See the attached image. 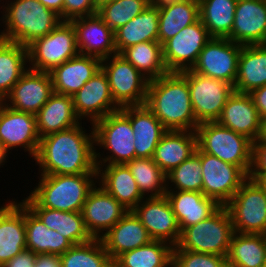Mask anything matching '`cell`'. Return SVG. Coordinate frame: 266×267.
<instances>
[{
	"label": "cell",
	"mask_w": 266,
	"mask_h": 267,
	"mask_svg": "<svg viewBox=\"0 0 266 267\" xmlns=\"http://www.w3.org/2000/svg\"><path fill=\"white\" fill-rule=\"evenodd\" d=\"M233 233L228 210L225 206H220L207 219L185 227L173 250H189L227 257Z\"/></svg>",
	"instance_id": "5b68a950"
},
{
	"label": "cell",
	"mask_w": 266,
	"mask_h": 267,
	"mask_svg": "<svg viewBox=\"0 0 266 267\" xmlns=\"http://www.w3.org/2000/svg\"><path fill=\"white\" fill-rule=\"evenodd\" d=\"M228 267H263L266 265V235L234 232L226 257Z\"/></svg>",
	"instance_id": "e575fe53"
},
{
	"label": "cell",
	"mask_w": 266,
	"mask_h": 267,
	"mask_svg": "<svg viewBox=\"0 0 266 267\" xmlns=\"http://www.w3.org/2000/svg\"><path fill=\"white\" fill-rule=\"evenodd\" d=\"M101 69L107 76L112 99L119 108L145 104L149 80L124 57L117 53L101 60Z\"/></svg>",
	"instance_id": "30bf717a"
},
{
	"label": "cell",
	"mask_w": 266,
	"mask_h": 267,
	"mask_svg": "<svg viewBox=\"0 0 266 267\" xmlns=\"http://www.w3.org/2000/svg\"><path fill=\"white\" fill-rule=\"evenodd\" d=\"M217 122L252 141L258 139L261 131V118L252 97L247 93L234 91L227 99Z\"/></svg>",
	"instance_id": "cb8c5ba5"
},
{
	"label": "cell",
	"mask_w": 266,
	"mask_h": 267,
	"mask_svg": "<svg viewBox=\"0 0 266 267\" xmlns=\"http://www.w3.org/2000/svg\"><path fill=\"white\" fill-rule=\"evenodd\" d=\"M28 60L32 70L51 72L56 66L79 54L75 28L69 21L61 22L46 36L28 47Z\"/></svg>",
	"instance_id": "9c48e42d"
},
{
	"label": "cell",
	"mask_w": 266,
	"mask_h": 267,
	"mask_svg": "<svg viewBox=\"0 0 266 267\" xmlns=\"http://www.w3.org/2000/svg\"><path fill=\"white\" fill-rule=\"evenodd\" d=\"M109 1H113V0H94L96 7L98 8L100 5L109 2Z\"/></svg>",
	"instance_id": "6f0895ef"
},
{
	"label": "cell",
	"mask_w": 266,
	"mask_h": 267,
	"mask_svg": "<svg viewBox=\"0 0 266 267\" xmlns=\"http://www.w3.org/2000/svg\"><path fill=\"white\" fill-rule=\"evenodd\" d=\"M120 111L132 125L136 158H153L157 144L168 130L145 105L126 106Z\"/></svg>",
	"instance_id": "7402d4cb"
},
{
	"label": "cell",
	"mask_w": 266,
	"mask_h": 267,
	"mask_svg": "<svg viewBox=\"0 0 266 267\" xmlns=\"http://www.w3.org/2000/svg\"><path fill=\"white\" fill-rule=\"evenodd\" d=\"M60 258L62 267H113L101 239L73 245Z\"/></svg>",
	"instance_id": "b9f144b4"
},
{
	"label": "cell",
	"mask_w": 266,
	"mask_h": 267,
	"mask_svg": "<svg viewBox=\"0 0 266 267\" xmlns=\"http://www.w3.org/2000/svg\"><path fill=\"white\" fill-rule=\"evenodd\" d=\"M40 139L36 115L13 110L0 102V143L6 153L21 146L35 158Z\"/></svg>",
	"instance_id": "9a60e30c"
},
{
	"label": "cell",
	"mask_w": 266,
	"mask_h": 267,
	"mask_svg": "<svg viewBox=\"0 0 266 267\" xmlns=\"http://www.w3.org/2000/svg\"><path fill=\"white\" fill-rule=\"evenodd\" d=\"M256 181L264 188L266 192V175L265 176H260Z\"/></svg>",
	"instance_id": "9f6ffc18"
},
{
	"label": "cell",
	"mask_w": 266,
	"mask_h": 267,
	"mask_svg": "<svg viewBox=\"0 0 266 267\" xmlns=\"http://www.w3.org/2000/svg\"><path fill=\"white\" fill-rule=\"evenodd\" d=\"M7 6L1 18L7 27L1 32L0 39L25 47L63 22L59 14L46 8L39 0H14Z\"/></svg>",
	"instance_id": "3957f363"
},
{
	"label": "cell",
	"mask_w": 266,
	"mask_h": 267,
	"mask_svg": "<svg viewBox=\"0 0 266 267\" xmlns=\"http://www.w3.org/2000/svg\"><path fill=\"white\" fill-rule=\"evenodd\" d=\"M85 132L79 124L42 137L34 159L41 175L97 173L94 129Z\"/></svg>",
	"instance_id": "6da1fadb"
},
{
	"label": "cell",
	"mask_w": 266,
	"mask_h": 267,
	"mask_svg": "<svg viewBox=\"0 0 266 267\" xmlns=\"http://www.w3.org/2000/svg\"><path fill=\"white\" fill-rule=\"evenodd\" d=\"M266 85V44L243 45L238 59L234 91L251 93Z\"/></svg>",
	"instance_id": "1f68e13d"
},
{
	"label": "cell",
	"mask_w": 266,
	"mask_h": 267,
	"mask_svg": "<svg viewBox=\"0 0 266 267\" xmlns=\"http://www.w3.org/2000/svg\"><path fill=\"white\" fill-rule=\"evenodd\" d=\"M28 62L27 47L0 39V102L29 69L25 66Z\"/></svg>",
	"instance_id": "d590c367"
},
{
	"label": "cell",
	"mask_w": 266,
	"mask_h": 267,
	"mask_svg": "<svg viewBox=\"0 0 266 267\" xmlns=\"http://www.w3.org/2000/svg\"><path fill=\"white\" fill-rule=\"evenodd\" d=\"M242 46L228 38H212L199 53L191 70L234 86Z\"/></svg>",
	"instance_id": "5bb4252c"
},
{
	"label": "cell",
	"mask_w": 266,
	"mask_h": 267,
	"mask_svg": "<svg viewBox=\"0 0 266 267\" xmlns=\"http://www.w3.org/2000/svg\"><path fill=\"white\" fill-rule=\"evenodd\" d=\"M53 93L50 72L29 68L3 102L13 110L36 115ZM6 99L10 104H6L8 102Z\"/></svg>",
	"instance_id": "e0dca14e"
},
{
	"label": "cell",
	"mask_w": 266,
	"mask_h": 267,
	"mask_svg": "<svg viewBox=\"0 0 266 267\" xmlns=\"http://www.w3.org/2000/svg\"><path fill=\"white\" fill-rule=\"evenodd\" d=\"M196 148V132L168 130L157 144L153 160L167 174L193 155Z\"/></svg>",
	"instance_id": "4dcf8cb0"
},
{
	"label": "cell",
	"mask_w": 266,
	"mask_h": 267,
	"mask_svg": "<svg viewBox=\"0 0 266 267\" xmlns=\"http://www.w3.org/2000/svg\"><path fill=\"white\" fill-rule=\"evenodd\" d=\"M212 39L200 18L162 44L163 59L168 72H182L197 62L199 53Z\"/></svg>",
	"instance_id": "7c38bea8"
},
{
	"label": "cell",
	"mask_w": 266,
	"mask_h": 267,
	"mask_svg": "<svg viewBox=\"0 0 266 267\" xmlns=\"http://www.w3.org/2000/svg\"><path fill=\"white\" fill-rule=\"evenodd\" d=\"M25 204L15 201L0 213V267L26 250Z\"/></svg>",
	"instance_id": "4316f807"
},
{
	"label": "cell",
	"mask_w": 266,
	"mask_h": 267,
	"mask_svg": "<svg viewBox=\"0 0 266 267\" xmlns=\"http://www.w3.org/2000/svg\"><path fill=\"white\" fill-rule=\"evenodd\" d=\"M249 94L258 110L260 118L262 119L266 117V85L253 90Z\"/></svg>",
	"instance_id": "681fc988"
},
{
	"label": "cell",
	"mask_w": 266,
	"mask_h": 267,
	"mask_svg": "<svg viewBox=\"0 0 266 267\" xmlns=\"http://www.w3.org/2000/svg\"><path fill=\"white\" fill-rule=\"evenodd\" d=\"M197 146L205 153L238 166L247 176L252 162L253 141L215 122L200 123Z\"/></svg>",
	"instance_id": "8992f818"
},
{
	"label": "cell",
	"mask_w": 266,
	"mask_h": 267,
	"mask_svg": "<svg viewBox=\"0 0 266 267\" xmlns=\"http://www.w3.org/2000/svg\"><path fill=\"white\" fill-rule=\"evenodd\" d=\"M132 210L153 240L165 241L173 247L179 242L181 230L166 195L146 197Z\"/></svg>",
	"instance_id": "2e32d148"
},
{
	"label": "cell",
	"mask_w": 266,
	"mask_h": 267,
	"mask_svg": "<svg viewBox=\"0 0 266 267\" xmlns=\"http://www.w3.org/2000/svg\"><path fill=\"white\" fill-rule=\"evenodd\" d=\"M202 165L201 149L197 146L196 151L179 166L173 168L166 174L167 182L171 181L174 189L167 187V191H196L202 192Z\"/></svg>",
	"instance_id": "7bdbcfd3"
},
{
	"label": "cell",
	"mask_w": 266,
	"mask_h": 267,
	"mask_svg": "<svg viewBox=\"0 0 266 267\" xmlns=\"http://www.w3.org/2000/svg\"><path fill=\"white\" fill-rule=\"evenodd\" d=\"M38 186L30 196L45 208L64 212H81L97 173L75 175H40ZM94 177V178H93Z\"/></svg>",
	"instance_id": "277c9868"
},
{
	"label": "cell",
	"mask_w": 266,
	"mask_h": 267,
	"mask_svg": "<svg viewBox=\"0 0 266 267\" xmlns=\"http://www.w3.org/2000/svg\"><path fill=\"white\" fill-rule=\"evenodd\" d=\"M10 203L8 202V204H6V205H4V206H2V207H0V213L9 205Z\"/></svg>",
	"instance_id": "91938a15"
},
{
	"label": "cell",
	"mask_w": 266,
	"mask_h": 267,
	"mask_svg": "<svg viewBox=\"0 0 266 267\" xmlns=\"http://www.w3.org/2000/svg\"><path fill=\"white\" fill-rule=\"evenodd\" d=\"M180 230L197 224L212 215L220 205L212 198L196 191H166Z\"/></svg>",
	"instance_id": "83f0119b"
},
{
	"label": "cell",
	"mask_w": 266,
	"mask_h": 267,
	"mask_svg": "<svg viewBox=\"0 0 266 267\" xmlns=\"http://www.w3.org/2000/svg\"><path fill=\"white\" fill-rule=\"evenodd\" d=\"M228 39L241 45L266 44V0H237Z\"/></svg>",
	"instance_id": "ffe728a7"
},
{
	"label": "cell",
	"mask_w": 266,
	"mask_h": 267,
	"mask_svg": "<svg viewBox=\"0 0 266 267\" xmlns=\"http://www.w3.org/2000/svg\"><path fill=\"white\" fill-rule=\"evenodd\" d=\"M150 0H113L100 5L97 15L114 32L140 14Z\"/></svg>",
	"instance_id": "ee69618b"
},
{
	"label": "cell",
	"mask_w": 266,
	"mask_h": 267,
	"mask_svg": "<svg viewBox=\"0 0 266 267\" xmlns=\"http://www.w3.org/2000/svg\"><path fill=\"white\" fill-rule=\"evenodd\" d=\"M99 185L128 210H133L145 200L130 170L125 164L96 165ZM105 166L104 170L101 168ZM102 171V172H101ZM144 198V199H143Z\"/></svg>",
	"instance_id": "f1b7e54d"
},
{
	"label": "cell",
	"mask_w": 266,
	"mask_h": 267,
	"mask_svg": "<svg viewBox=\"0 0 266 267\" xmlns=\"http://www.w3.org/2000/svg\"><path fill=\"white\" fill-rule=\"evenodd\" d=\"M36 257V253L26 249L4 263L1 267H34Z\"/></svg>",
	"instance_id": "c3c4849f"
},
{
	"label": "cell",
	"mask_w": 266,
	"mask_h": 267,
	"mask_svg": "<svg viewBox=\"0 0 266 267\" xmlns=\"http://www.w3.org/2000/svg\"><path fill=\"white\" fill-rule=\"evenodd\" d=\"M34 267H62L60 255L37 254Z\"/></svg>",
	"instance_id": "f907efd6"
},
{
	"label": "cell",
	"mask_w": 266,
	"mask_h": 267,
	"mask_svg": "<svg viewBox=\"0 0 266 267\" xmlns=\"http://www.w3.org/2000/svg\"><path fill=\"white\" fill-rule=\"evenodd\" d=\"M189 85L191 104L197 122H215L222 113L227 99L234 92V87L222 80H217L191 69L180 72Z\"/></svg>",
	"instance_id": "8fae6325"
},
{
	"label": "cell",
	"mask_w": 266,
	"mask_h": 267,
	"mask_svg": "<svg viewBox=\"0 0 266 267\" xmlns=\"http://www.w3.org/2000/svg\"><path fill=\"white\" fill-rule=\"evenodd\" d=\"M183 1L185 0H150V5L161 10L182 3Z\"/></svg>",
	"instance_id": "f5cc1de1"
},
{
	"label": "cell",
	"mask_w": 266,
	"mask_h": 267,
	"mask_svg": "<svg viewBox=\"0 0 266 267\" xmlns=\"http://www.w3.org/2000/svg\"><path fill=\"white\" fill-rule=\"evenodd\" d=\"M8 154L4 151V149H3V147H2V145H1V143H0V166L1 165H4V164H2L3 162L5 163V160H7L6 159V157H8L7 156Z\"/></svg>",
	"instance_id": "11a10c76"
},
{
	"label": "cell",
	"mask_w": 266,
	"mask_h": 267,
	"mask_svg": "<svg viewBox=\"0 0 266 267\" xmlns=\"http://www.w3.org/2000/svg\"><path fill=\"white\" fill-rule=\"evenodd\" d=\"M173 256V246L165 241L150 243L120 255L113 267H163Z\"/></svg>",
	"instance_id": "ab89813d"
},
{
	"label": "cell",
	"mask_w": 266,
	"mask_h": 267,
	"mask_svg": "<svg viewBox=\"0 0 266 267\" xmlns=\"http://www.w3.org/2000/svg\"><path fill=\"white\" fill-rule=\"evenodd\" d=\"M172 260L174 267H227L225 256L189 250H173Z\"/></svg>",
	"instance_id": "f6af8a7d"
},
{
	"label": "cell",
	"mask_w": 266,
	"mask_h": 267,
	"mask_svg": "<svg viewBox=\"0 0 266 267\" xmlns=\"http://www.w3.org/2000/svg\"><path fill=\"white\" fill-rule=\"evenodd\" d=\"M22 202L48 229L59 232L73 245L86 243L93 239L85 228L81 212H64L41 207L30 195Z\"/></svg>",
	"instance_id": "484cf974"
},
{
	"label": "cell",
	"mask_w": 266,
	"mask_h": 267,
	"mask_svg": "<svg viewBox=\"0 0 266 267\" xmlns=\"http://www.w3.org/2000/svg\"><path fill=\"white\" fill-rule=\"evenodd\" d=\"M25 228L27 250L33 251L36 254L62 255L73 246L59 232L48 229L26 205Z\"/></svg>",
	"instance_id": "836d02e7"
},
{
	"label": "cell",
	"mask_w": 266,
	"mask_h": 267,
	"mask_svg": "<svg viewBox=\"0 0 266 267\" xmlns=\"http://www.w3.org/2000/svg\"><path fill=\"white\" fill-rule=\"evenodd\" d=\"M266 175V141L257 139L253 141L252 162L248 177L257 180Z\"/></svg>",
	"instance_id": "7dc6e473"
},
{
	"label": "cell",
	"mask_w": 266,
	"mask_h": 267,
	"mask_svg": "<svg viewBox=\"0 0 266 267\" xmlns=\"http://www.w3.org/2000/svg\"><path fill=\"white\" fill-rule=\"evenodd\" d=\"M258 139L266 141V117L261 119V131Z\"/></svg>",
	"instance_id": "db71d44e"
},
{
	"label": "cell",
	"mask_w": 266,
	"mask_h": 267,
	"mask_svg": "<svg viewBox=\"0 0 266 267\" xmlns=\"http://www.w3.org/2000/svg\"><path fill=\"white\" fill-rule=\"evenodd\" d=\"M100 239L113 262L123 253L144 246L153 240L132 210L104 232Z\"/></svg>",
	"instance_id": "603a6c76"
},
{
	"label": "cell",
	"mask_w": 266,
	"mask_h": 267,
	"mask_svg": "<svg viewBox=\"0 0 266 267\" xmlns=\"http://www.w3.org/2000/svg\"><path fill=\"white\" fill-rule=\"evenodd\" d=\"M144 105L167 130L196 132L199 123L194 116L189 85L180 72H168L149 81Z\"/></svg>",
	"instance_id": "7a4b0ae2"
},
{
	"label": "cell",
	"mask_w": 266,
	"mask_h": 267,
	"mask_svg": "<svg viewBox=\"0 0 266 267\" xmlns=\"http://www.w3.org/2000/svg\"><path fill=\"white\" fill-rule=\"evenodd\" d=\"M75 28L80 54L106 59L117 54L114 32L97 15L76 18L70 21Z\"/></svg>",
	"instance_id": "44dd1931"
},
{
	"label": "cell",
	"mask_w": 266,
	"mask_h": 267,
	"mask_svg": "<svg viewBox=\"0 0 266 267\" xmlns=\"http://www.w3.org/2000/svg\"><path fill=\"white\" fill-rule=\"evenodd\" d=\"M72 96L53 93L36 114L40 138L80 124Z\"/></svg>",
	"instance_id": "f546056e"
},
{
	"label": "cell",
	"mask_w": 266,
	"mask_h": 267,
	"mask_svg": "<svg viewBox=\"0 0 266 267\" xmlns=\"http://www.w3.org/2000/svg\"><path fill=\"white\" fill-rule=\"evenodd\" d=\"M202 193L225 206L248 176L233 164L201 150Z\"/></svg>",
	"instance_id": "4fadbf2b"
},
{
	"label": "cell",
	"mask_w": 266,
	"mask_h": 267,
	"mask_svg": "<svg viewBox=\"0 0 266 267\" xmlns=\"http://www.w3.org/2000/svg\"><path fill=\"white\" fill-rule=\"evenodd\" d=\"M95 144L112 153L98 160L100 153H95L96 165L125 164L136 158L134 133L130 120L120 111L108 114L92 125ZM101 163V164H100Z\"/></svg>",
	"instance_id": "ba28073f"
},
{
	"label": "cell",
	"mask_w": 266,
	"mask_h": 267,
	"mask_svg": "<svg viewBox=\"0 0 266 267\" xmlns=\"http://www.w3.org/2000/svg\"><path fill=\"white\" fill-rule=\"evenodd\" d=\"M237 0H199L200 20L212 38L231 35Z\"/></svg>",
	"instance_id": "74e56055"
},
{
	"label": "cell",
	"mask_w": 266,
	"mask_h": 267,
	"mask_svg": "<svg viewBox=\"0 0 266 267\" xmlns=\"http://www.w3.org/2000/svg\"><path fill=\"white\" fill-rule=\"evenodd\" d=\"M97 7L94 0H64L63 21L94 15Z\"/></svg>",
	"instance_id": "bcb514c9"
},
{
	"label": "cell",
	"mask_w": 266,
	"mask_h": 267,
	"mask_svg": "<svg viewBox=\"0 0 266 267\" xmlns=\"http://www.w3.org/2000/svg\"><path fill=\"white\" fill-rule=\"evenodd\" d=\"M141 195L151 192L149 197H161L167 191V177L161 168L154 162L153 158H135L126 162ZM166 182V183H165Z\"/></svg>",
	"instance_id": "60d3db41"
},
{
	"label": "cell",
	"mask_w": 266,
	"mask_h": 267,
	"mask_svg": "<svg viewBox=\"0 0 266 267\" xmlns=\"http://www.w3.org/2000/svg\"><path fill=\"white\" fill-rule=\"evenodd\" d=\"M72 100L77 117L80 120L89 117L92 124L120 110L112 99L109 82L102 69L72 96Z\"/></svg>",
	"instance_id": "d6986e66"
},
{
	"label": "cell",
	"mask_w": 266,
	"mask_h": 267,
	"mask_svg": "<svg viewBox=\"0 0 266 267\" xmlns=\"http://www.w3.org/2000/svg\"><path fill=\"white\" fill-rule=\"evenodd\" d=\"M124 57L149 81L168 73L163 59L162 45L158 41H146L124 49Z\"/></svg>",
	"instance_id": "8d00e7d4"
},
{
	"label": "cell",
	"mask_w": 266,
	"mask_h": 267,
	"mask_svg": "<svg viewBox=\"0 0 266 267\" xmlns=\"http://www.w3.org/2000/svg\"><path fill=\"white\" fill-rule=\"evenodd\" d=\"M163 267H174L173 260L171 259L165 266Z\"/></svg>",
	"instance_id": "680465c9"
},
{
	"label": "cell",
	"mask_w": 266,
	"mask_h": 267,
	"mask_svg": "<svg viewBox=\"0 0 266 267\" xmlns=\"http://www.w3.org/2000/svg\"><path fill=\"white\" fill-rule=\"evenodd\" d=\"M159 10L150 4L127 24L114 31L118 54L124 49L146 41H158Z\"/></svg>",
	"instance_id": "d6a6232c"
},
{
	"label": "cell",
	"mask_w": 266,
	"mask_h": 267,
	"mask_svg": "<svg viewBox=\"0 0 266 267\" xmlns=\"http://www.w3.org/2000/svg\"><path fill=\"white\" fill-rule=\"evenodd\" d=\"M46 8L55 11L60 15L63 21V4L64 0H39Z\"/></svg>",
	"instance_id": "816d5d0a"
},
{
	"label": "cell",
	"mask_w": 266,
	"mask_h": 267,
	"mask_svg": "<svg viewBox=\"0 0 266 267\" xmlns=\"http://www.w3.org/2000/svg\"><path fill=\"white\" fill-rule=\"evenodd\" d=\"M129 210L119 203L103 187L94 186L82 207L85 228L94 239H100ZM102 233V234H100Z\"/></svg>",
	"instance_id": "ac0fdd59"
},
{
	"label": "cell",
	"mask_w": 266,
	"mask_h": 267,
	"mask_svg": "<svg viewBox=\"0 0 266 267\" xmlns=\"http://www.w3.org/2000/svg\"><path fill=\"white\" fill-rule=\"evenodd\" d=\"M199 18V0H185L159 10L158 42L162 45Z\"/></svg>",
	"instance_id": "f35d334b"
},
{
	"label": "cell",
	"mask_w": 266,
	"mask_h": 267,
	"mask_svg": "<svg viewBox=\"0 0 266 267\" xmlns=\"http://www.w3.org/2000/svg\"><path fill=\"white\" fill-rule=\"evenodd\" d=\"M225 207L234 232L266 235V192L258 181L248 177Z\"/></svg>",
	"instance_id": "52a82bcc"
},
{
	"label": "cell",
	"mask_w": 266,
	"mask_h": 267,
	"mask_svg": "<svg viewBox=\"0 0 266 267\" xmlns=\"http://www.w3.org/2000/svg\"><path fill=\"white\" fill-rule=\"evenodd\" d=\"M101 69V60L78 54L56 66L51 72L55 93L73 96Z\"/></svg>",
	"instance_id": "d4e9b609"
}]
</instances>
